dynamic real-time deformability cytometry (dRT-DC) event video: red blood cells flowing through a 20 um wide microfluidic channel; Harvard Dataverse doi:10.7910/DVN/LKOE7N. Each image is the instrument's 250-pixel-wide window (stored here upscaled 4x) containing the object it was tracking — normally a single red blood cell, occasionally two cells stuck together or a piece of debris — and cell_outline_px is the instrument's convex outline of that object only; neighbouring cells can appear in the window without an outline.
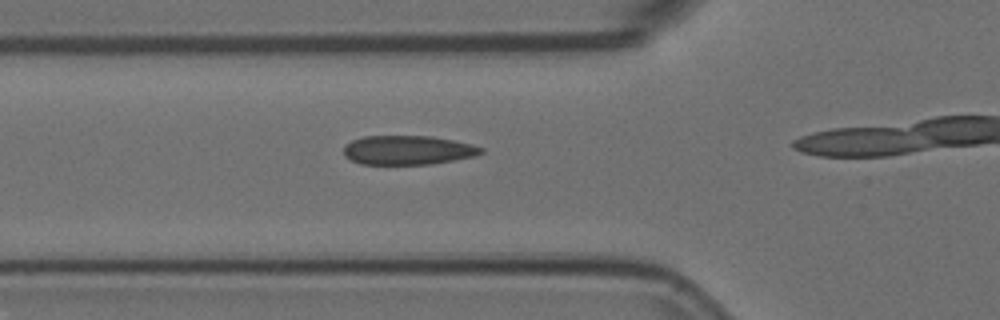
{"species": "Egyptian fruit bat (a non-hibernating species)", "species_latin": "Rousettus aegyptiacus", "temperature_condition": "room temperature", "stored_images_in_passage": 11, "camera_frame_rate_fps": 3000, "um_per_image_px": 0.085, "animal": {"sex": "female"}, "frame": {"image": 1, "passage_image": 7, "time_ms": 2.0, "image_size_px": [1000, 320], "cell_outline_px": [[484, 152], [476, 156], [428, 164], [360, 164], [344, 156], [344, 144], [352, 140], [364, 136], [432, 136], [472, 144], [484, 148]], "centroid_in_image_um": [34.66, 12.75], "position_along_channel_um": 91.1, "area_um2": 23.35}}
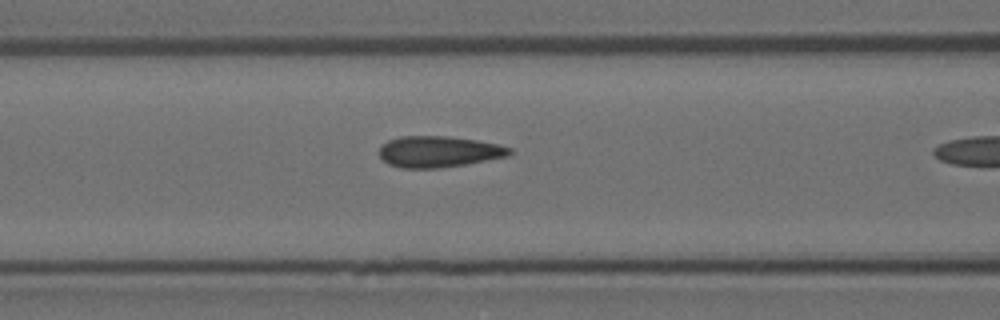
{"frame": {"image": 2, "passage_image": 10, "time_ms": 3.0, "image_size_px": [1000, 320], "cell_outline_px": [[512, 152], [508, 156], [464, 164], [436, 168], [400, 168], [388, 164], [376, 152], [388, 140], [400, 136], [448, 136], [476, 140], [496, 144], [512, 148]], "centroid_in_image_um": [37.25, 12.89], "position_along_channel_um": 129.4, "area_um2": 23.58}}